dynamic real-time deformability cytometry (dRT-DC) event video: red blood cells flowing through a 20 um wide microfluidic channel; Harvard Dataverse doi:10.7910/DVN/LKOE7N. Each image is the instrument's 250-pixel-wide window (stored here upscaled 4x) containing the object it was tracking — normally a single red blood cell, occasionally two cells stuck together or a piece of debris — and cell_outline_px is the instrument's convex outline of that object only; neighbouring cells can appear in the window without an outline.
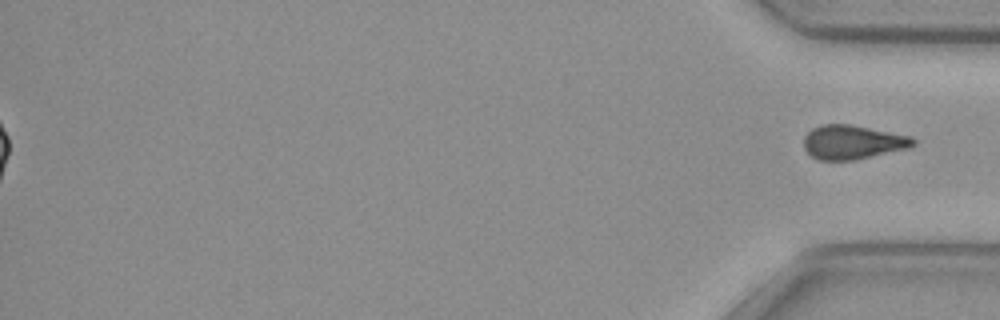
{"species": "common noctule bat (a hibernating species)", "species_latin": "Nyctalus noctula", "temperature_condition": "cold", "stored_images_in_passage": 57, "segment_of_instrument_passage": [2, 2], "camera_frame_rate_fps": 3000, "um_per_image_px": 0.085, "animal": {"sex": "female", "body_mass_g": 29.2, "forearm_length_mm": 56.3}, "frame": {"image": 1, "passage_image": 57, "time_ms": 18.667, "image_size_px": [1000, 320], "cell_outline_px": [[916, 144], [908, 148], [852, 160], [816, 160], [804, 148], [804, 136], [812, 128], [820, 124], [848, 124], [912, 136], [916, 140]], "centroid_in_image_um": [72.46, 12.08], "position_along_channel_um": 362.7, "area_um2": 21.62}}